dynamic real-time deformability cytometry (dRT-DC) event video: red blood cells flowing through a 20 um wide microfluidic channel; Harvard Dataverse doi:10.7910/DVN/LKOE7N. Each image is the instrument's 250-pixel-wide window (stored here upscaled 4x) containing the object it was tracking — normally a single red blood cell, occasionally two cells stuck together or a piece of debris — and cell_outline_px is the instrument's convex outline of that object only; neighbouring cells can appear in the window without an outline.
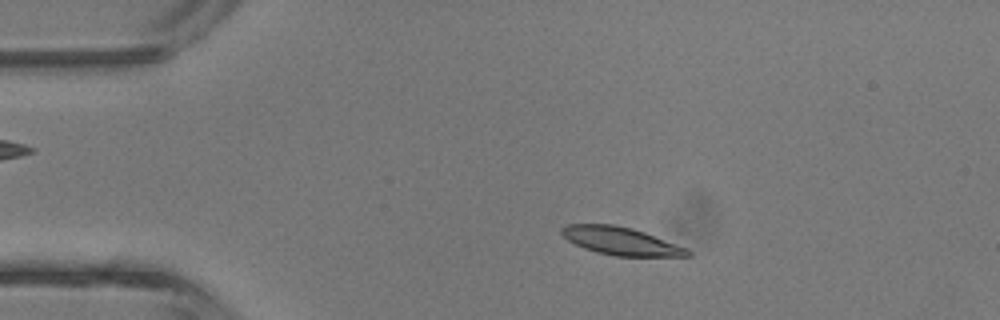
{"species": "common noctule bat (a hibernating species)", "species_latin": "Nyctalus noctula", "temperature_condition": "room temperature", "stored_images_in_passage": 39, "camera_frame_rate_fps": 3000, "um_per_image_px": 0.085, "animal": {"sex": "male", "body_mass_g": 13.3}, "frame": {"image": 1, "passage_image": 4, "time_ms": 1.0, "image_size_px": [1000, 320], "cell_outline_px": [[692, 256], [616, 256], [596, 252], [584, 248], [568, 240], [560, 232], [560, 228], [568, 224], [612, 224], [632, 228], [644, 232], [688, 248], [692, 252]], "centroid_in_image_um": [52.79, 20.49], "position_along_channel_um": 32.2, "area_um2": 20.4}}
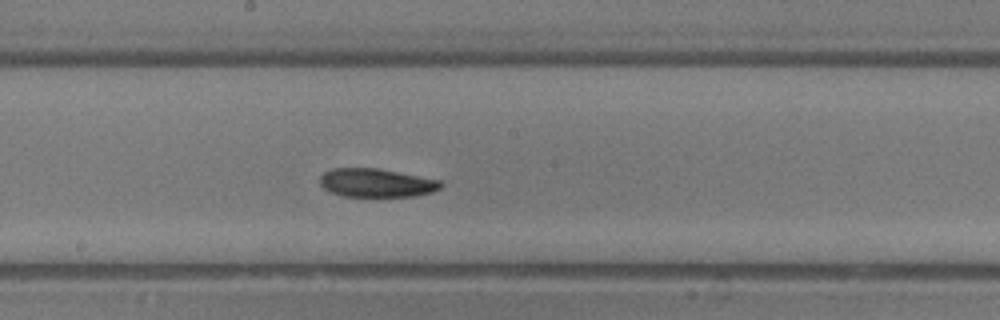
{"frame": {"image": 2, "passage_image": 19, "time_ms": 6.0, "image_size_px": [1000, 320], "cell_outline_px": [[444, 184], [440, 188], [432, 192], [416, 196], [344, 196], [328, 192], [320, 184], [320, 176], [324, 172], [332, 168], [376, 168], [440, 180]], "centroid_in_image_um": [31.97, 15.54], "position_along_channel_um": 216.2, "area_um2": 20.06}}
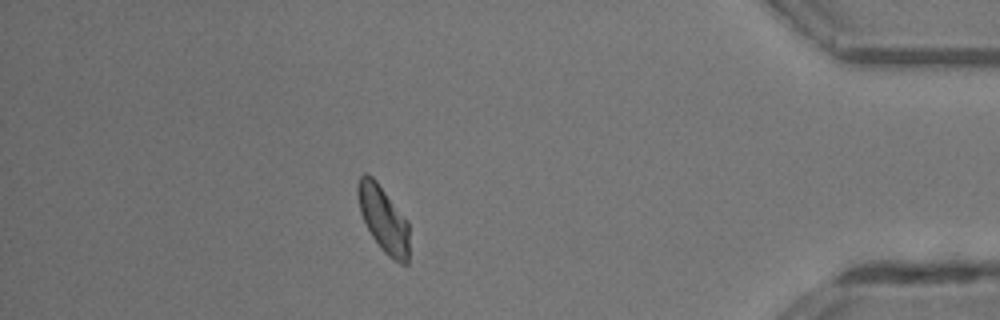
{"frame": {"image": 3, "passage_image": 34, "time_ms": 11.0, "image_size_px": [1000, 320], "cell_outline_px": [[408, 264], [400, 264], [392, 260], [380, 248], [372, 236], [360, 212], [356, 196], [356, 184], [360, 176], [364, 172], [368, 172], [376, 180], [408, 220]], "centroid_in_image_um": [32.57, 18.59], "position_along_channel_um": 402.6, "area_um2": 20.11}, "authors_computed_cell_mechanics": {"area_um2": 20.4034, "velocity_mm_per_s": 4.6542, "shape_relaxation_time_tau1_ms": null, "shape_relaxation_time_tau2_ms": 7.0405, "deformation_change_tau1": null, "deformation_change_tau2": 0.1364}}